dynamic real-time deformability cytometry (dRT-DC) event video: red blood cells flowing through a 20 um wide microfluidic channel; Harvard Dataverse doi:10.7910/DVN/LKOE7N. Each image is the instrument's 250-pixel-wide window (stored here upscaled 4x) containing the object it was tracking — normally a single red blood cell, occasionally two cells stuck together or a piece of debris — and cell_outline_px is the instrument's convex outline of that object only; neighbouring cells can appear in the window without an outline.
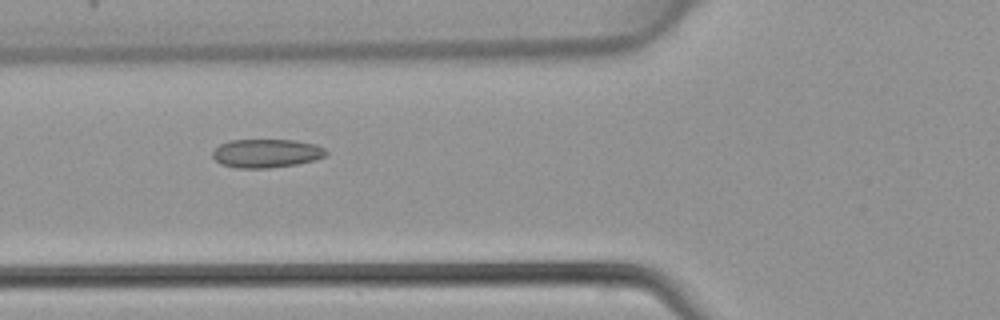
{"species": "common noctule bat (a hibernating species)", "species_latin": "Nyctalus noctula", "temperature_condition": "warm", "stored_images_in_passage": 45, "camera_frame_rate_fps": 3000, "um_per_image_px": 0.085, "animal": {"sex": "female", "body_mass_g": 22.7, "forearm_length_mm": 54.2}, "frame": {"image": 1, "passage_image": 17, "time_ms": 5.333, "image_size_px": [1000, 320], "cell_outline_px": [[328, 152], [324, 156], [316, 160], [296, 164], [268, 168], [236, 168], [220, 164], [212, 156], [212, 152], [220, 144], [228, 140], [296, 140], [316, 144], [324, 148]], "centroid_in_image_um": [22.64, 13.03], "position_along_channel_um": 103.2, "area_um2": 19.02}}
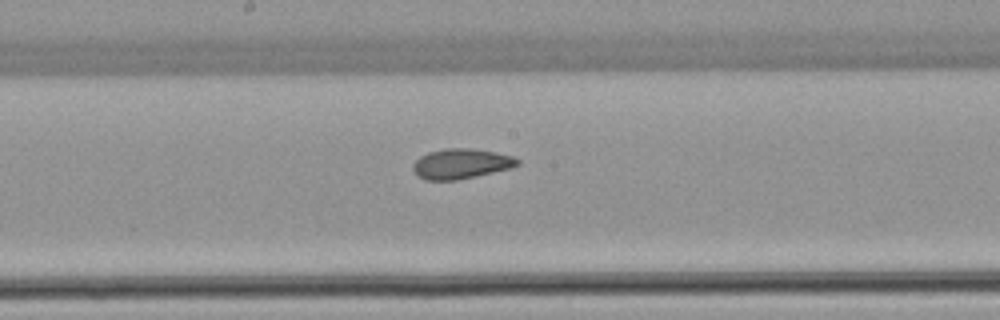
{"frame": {"image": 2, "passage_image": 24, "time_ms": 7.667, "image_size_px": [1000, 320], "cell_outline_px": [[520, 164], [512, 168], [476, 176], [456, 180], [424, 180], [416, 176], [412, 168], [412, 164], [420, 156], [428, 152], [444, 148], [472, 148], [496, 152], [512, 156], [520, 160]], "centroid_in_image_um": [39.18, 13.92], "position_along_channel_um": 209.0, "area_um2": 18.55}}
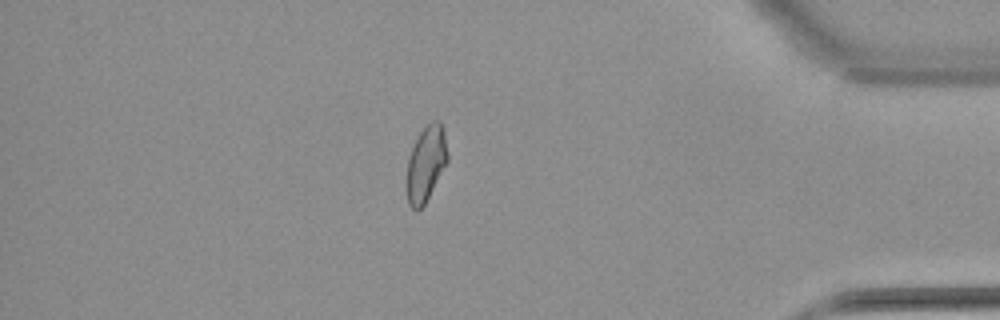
{"frame": {"image": 3, "passage_image": 39, "time_ms": 12.667, "image_size_px": [1000, 320], "cell_outline_px": [[448, 160], [424, 204], [416, 212], [408, 204], [404, 184], [404, 180], [408, 156], [424, 124], [432, 120], [440, 120], [444, 128], [448, 156]], "centroid_in_image_um": [36.16, 13.9], "position_along_channel_um": 399.0, "area_um2": 18.5}}